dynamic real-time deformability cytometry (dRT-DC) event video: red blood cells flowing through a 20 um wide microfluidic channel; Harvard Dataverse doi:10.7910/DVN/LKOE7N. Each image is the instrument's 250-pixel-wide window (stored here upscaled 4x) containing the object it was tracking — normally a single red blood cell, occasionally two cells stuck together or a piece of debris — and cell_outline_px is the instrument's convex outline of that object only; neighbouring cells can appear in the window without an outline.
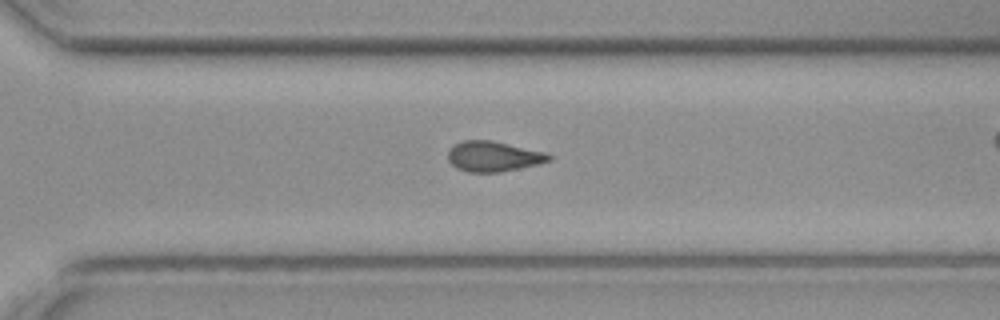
{"species": "common noctule bat (a hibernating species)", "species_latin": "Nyctalus noctula", "temperature_condition": "cold", "stored_images_in_passage": 40, "camera_frame_rate_fps": 3000, "um_per_image_px": 0.085, "animal": {"sex": "female", "body_mass_g": 19.3, "forearm_length_mm": 54.1}, "frame": {"image": 1, "passage_image": 34, "time_ms": 11.0, "image_size_px": [1000, 320], "cell_outline_px": [[552, 160], [540, 164], [500, 172], [468, 172], [456, 168], [448, 160], [448, 152], [452, 144], [464, 140], [492, 140], [544, 152], [552, 156]], "centroid_in_image_um": [41.92, 13.29], "position_along_channel_um": 328.7, "area_um2": 17.92}}